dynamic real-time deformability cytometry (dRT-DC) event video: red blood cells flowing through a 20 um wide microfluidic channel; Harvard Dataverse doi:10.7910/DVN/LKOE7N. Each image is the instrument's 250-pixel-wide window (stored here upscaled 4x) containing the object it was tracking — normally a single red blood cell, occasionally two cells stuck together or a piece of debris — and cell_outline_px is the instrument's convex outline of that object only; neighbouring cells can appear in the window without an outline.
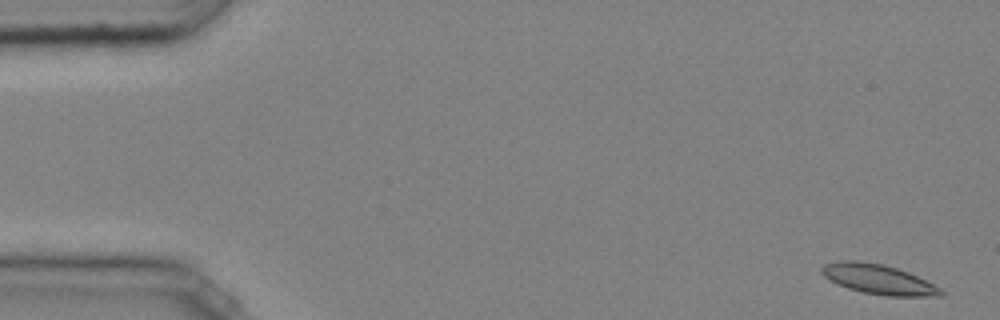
{"species": "common noctule bat (a hibernating species)", "species_latin": "Nyctalus noctula", "temperature_condition": "cold", "stored_images_in_passage": 11, "camera_frame_rate_fps": 3000, "um_per_image_px": 0.085, "animal": {"sex": "male", "body_mass_g": 20.4}, "frame": {"image": 1, "passage_image": 1, "time_ms": 0.0, "image_size_px": [1000, 320], "cell_outline_px": [[948, 292], [944, 296], [884, 296], [864, 292], [848, 288], [828, 280], [820, 272], [820, 268], [824, 264], [840, 260], [856, 260], [880, 264], [896, 268], [908, 272]], "centroid_in_image_um": [74.65, 23.74], "position_along_channel_um": 10.3, "area_um2": 20.69}}